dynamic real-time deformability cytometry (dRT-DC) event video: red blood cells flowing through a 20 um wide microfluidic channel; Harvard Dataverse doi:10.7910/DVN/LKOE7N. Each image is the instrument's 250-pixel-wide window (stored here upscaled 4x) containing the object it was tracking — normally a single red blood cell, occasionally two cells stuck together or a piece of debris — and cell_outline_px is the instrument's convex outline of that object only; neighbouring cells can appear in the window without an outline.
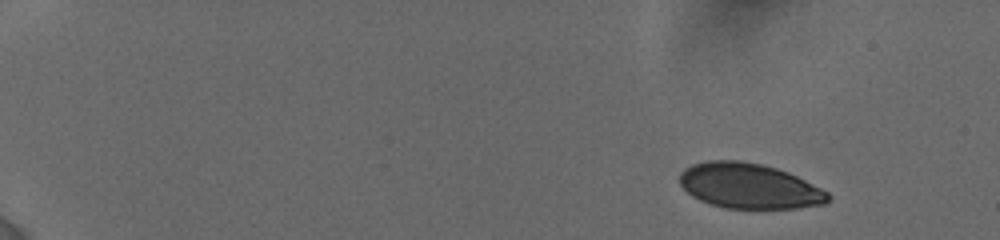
{"species": "human", "species_latin": "Homo sapiens", "temperature_condition": "cold", "stored_images_in_passage": 50, "camera_frame_rate_fps": 3000, "um_per_image_px": 0.085, "donor": {"sex": "female"}, "frame": {"image": 1, "passage_image": 1, "time_ms": 0.0, "image_size_px": [1000, 240], "cell_outline_px": [[832, 200], [824, 204], [796, 208], [724, 208], [708, 204], [692, 196], [680, 184], [680, 172], [684, 168], [692, 164], [708, 160], [740, 160], [760, 164], [776, 168], [788, 172], [828, 192], [832, 196]], "centroid_in_image_um": [63.67, 15.81], "position_along_channel_um": 21.3, "area_um2": 39.19}}
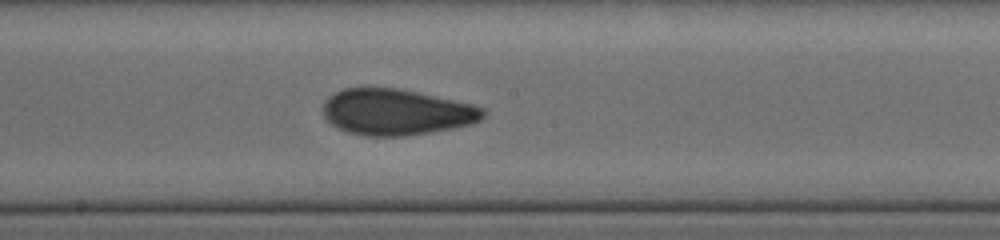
{"frame": {"image": 2, "passage_image": 28, "time_ms": 9.0, "image_size_px": [1000, 240], "cell_outline_px": [[488, 112], [480, 120], [472, 124], [452, 128], [404, 136], [364, 136], [348, 132], [336, 128], [324, 116], [324, 100], [328, 96], [344, 88], [400, 88], [472, 104], [484, 108]], "centroid_in_image_um": [33.69, 9.52], "position_along_channel_um": 214.5, "area_um2": 43.0}}
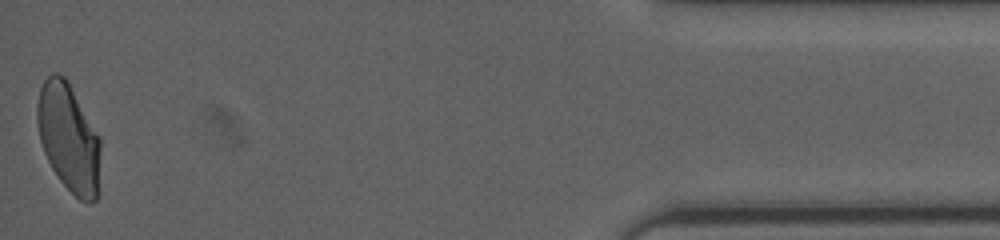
{"frame": {"image": 3, "passage_image": 50, "time_ms": 16.333, "image_size_px": [1000, 240], "cell_outline_px": [[100, 192], [96, 200], [88, 204], [80, 200], [60, 180], [52, 168], [44, 152], [40, 140], [36, 120], [36, 104], [40, 88], [44, 80], [52, 72], [56, 72], [64, 76], [68, 80], [100, 136]], "centroid_in_image_um": [5.86, 11.71], "position_along_channel_um": 429.3, "area_um2": 40.58}, "authors_computed_cell_mechanics": {"area_um2": 41.2403, "velocity_mm_per_s": 3.8359, "shape_relaxation_time_tau1_ms": null, "shape_relaxation_time_tau2_ms": 1.3534, "deformation_change_tau1": null, "deformation_change_tau2": 0.0705}}